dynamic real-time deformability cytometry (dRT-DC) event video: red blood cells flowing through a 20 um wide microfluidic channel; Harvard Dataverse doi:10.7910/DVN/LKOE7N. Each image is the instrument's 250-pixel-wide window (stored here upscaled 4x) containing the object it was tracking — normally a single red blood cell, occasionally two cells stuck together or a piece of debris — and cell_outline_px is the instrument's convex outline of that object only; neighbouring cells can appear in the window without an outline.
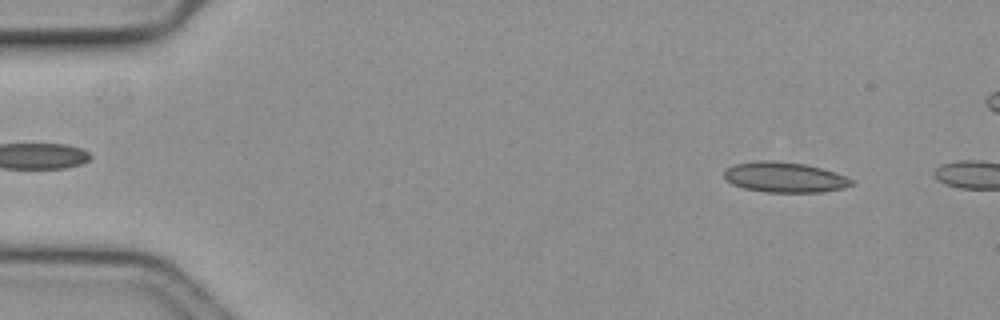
{"species": "common noctule bat (a hibernating species)", "species_latin": "Nyctalus noctula", "temperature_condition": "cold", "stored_images_in_passage": 8, "camera_frame_rate_fps": 3000, "um_per_image_px": 0.085, "animal": {"sex": "female", "body_mass_g": 19.3, "forearm_length_mm": 54.1}, "frame": {"image": 1, "passage_image": 5, "time_ms": 1.333, "image_size_px": [1000, 320], "cell_outline_px": [[856, 184], [844, 188], [820, 192], [764, 192], [744, 188], [732, 184], [724, 176], [724, 172], [728, 168], [736, 164], [756, 160], [772, 160], [804, 164], [820, 168], [844, 176], [852, 180]], "centroid_in_image_um": [66.69, 15.07], "position_along_channel_um": 18.3, "area_um2": 22.31}}